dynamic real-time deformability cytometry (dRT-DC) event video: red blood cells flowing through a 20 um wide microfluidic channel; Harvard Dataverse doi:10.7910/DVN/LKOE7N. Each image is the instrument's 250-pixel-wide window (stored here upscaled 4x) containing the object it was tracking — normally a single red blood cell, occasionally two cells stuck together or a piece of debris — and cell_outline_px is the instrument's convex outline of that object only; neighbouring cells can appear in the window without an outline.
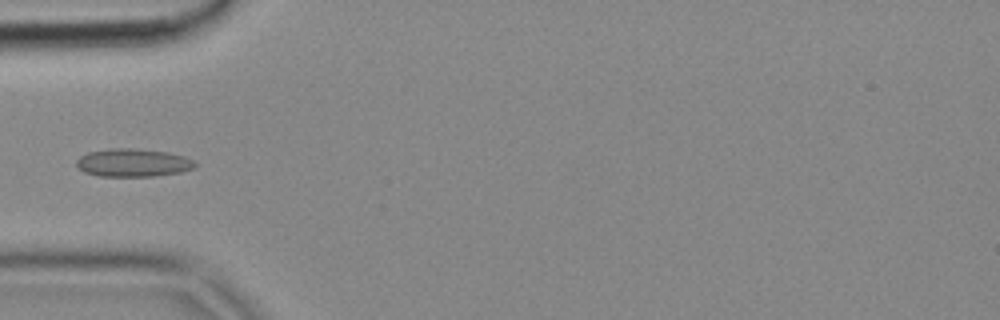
{"species": "common noctule bat (a hibernating species)", "species_latin": "Nyctalus noctula", "temperature_condition": "cold", "stored_images_in_passage": 6, "camera_frame_rate_fps": 3000, "um_per_image_px": 0.085, "animal": {"sex": "female", "body_mass_g": 18.4}, "frame": {"image": 1, "passage_image": 3, "time_ms": 0.667, "image_size_px": [1000, 320], "cell_outline_px": [[196, 168], [180, 172], [152, 176], [100, 176], [84, 172], [76, 164], [76, 160], [80, 156], [88, 152], [108, 148], [128, 148], [168, 152], [184, 156], [192, 160], [196, 164]], "centroid_in_image_um": [11.3, 13.83], "position_along_channel_um": 73.7, "area_um2": 19.31}}
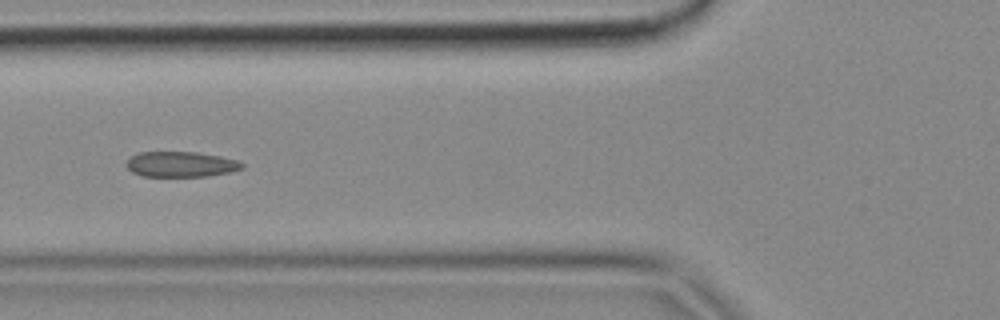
{"frame": {"image": 2, "passage_image": 4, "time_ms": 1.0, "image_size_px": [1000, 320], "cell_outline_px": [[244, 168], [232, 172], [208, 176], [144, 176], [132, 172], [124, 164], [132, 156], [140, 152], [196, 152], [220, 156], [236, 160], [244, 164]], "centroid_in_image_um": [15.4, 13.96], "position_along_channel_um": 110.4, "area_um2": 17.11}}
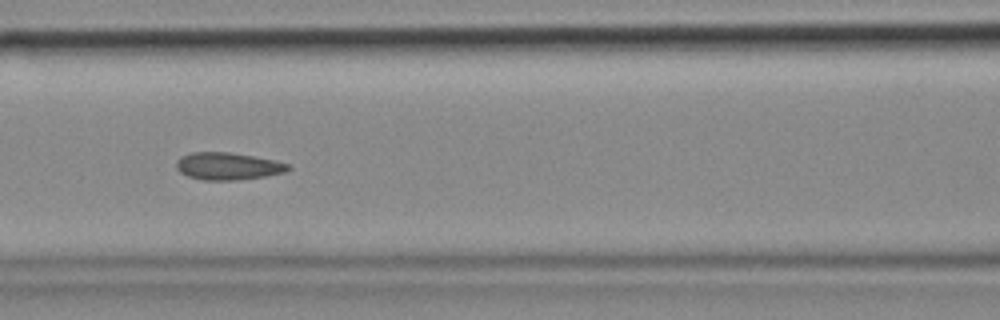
{"frame": {"image": 3, "passage_image": 5, "time_ms": 1.333, "image_size_px": [1000, 320], "cell_outline_px": [[292, 168], [284, 172], [264, 176], [236, 180], [204, 180], [188, 176], [180, 172], [176, 168], [176, 160], [192, 152], [228, 152], [252, 156], [272, 160], [288, 164]], "centroid_in_image_um": [19.34, 14.13], "position_along_channel_um": 147.3, "area_um2": 17.51}}